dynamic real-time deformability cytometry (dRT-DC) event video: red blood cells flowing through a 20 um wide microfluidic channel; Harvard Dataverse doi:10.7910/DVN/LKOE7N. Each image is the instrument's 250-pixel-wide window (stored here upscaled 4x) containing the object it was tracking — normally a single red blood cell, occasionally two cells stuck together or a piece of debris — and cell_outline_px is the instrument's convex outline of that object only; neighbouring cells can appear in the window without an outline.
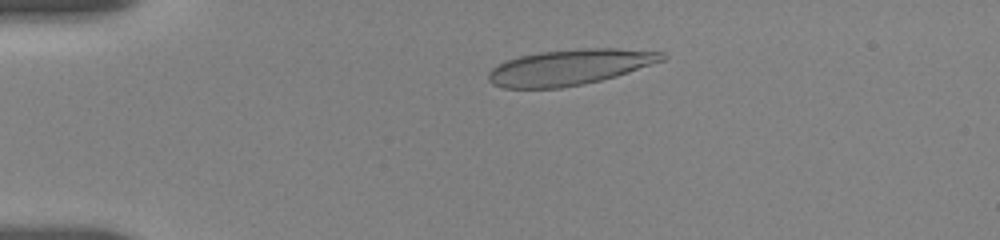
{"species": "human", "species_latin": "Homo sapiens", "temperature_condition": "room temperature", "stored_images_in_passage": 32, "camera_frame_rate_fps": 3000, "um_per_image_px": 0.085, "donor": {"sex": "female"}, "frame": {"image": 1, "passage_image": 5, "time_ms": 3.667, "image_size_px": [1000, 240], "cell_outline_px": [[668, 56], [664, 60], [616, 76], [584, 84], [560, 88], [504, 88], [492, 84], [488, 80], [488, 72], [492, 68], [508, 60], [520, 56], [540, 52], [584, 48], [616, 48], [664, 52]], "centroid_in_image_um": [48.44, 5.71], "position_along_channel_um": 36.6, "area_um2": 35.95}}
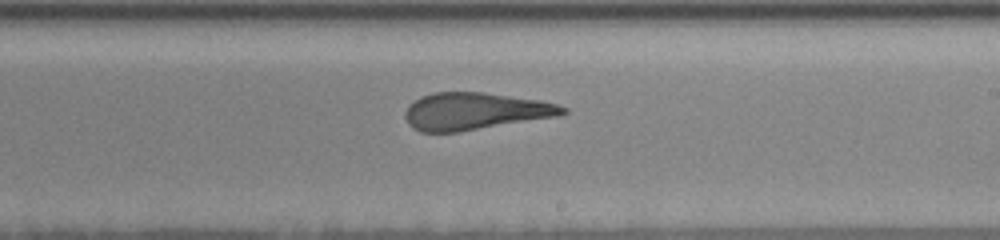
{"frame": {"image": 2, "passage_image": 20, "time_ms": 10.667, "image_size_px": [1000, 240], "cell_outline_px": [[568, 112], [556, 116], [460, 132], [420, 132], [412, 128], [408, 124], [404, 116], [404, 112], [408, 104], [420, 96], [432, 92], [484, 92], [540, 100], [556, 104], [568, 108]], "centroid_in_image_um": [40.31, 9.45], "position_along_channel_um": 248.7, "area_um2": 34.33}}
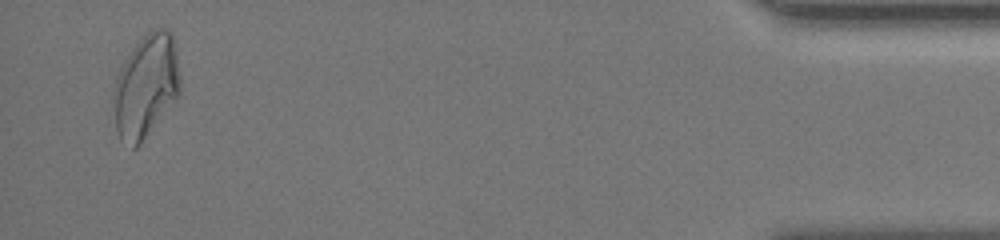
{"frame": {"image": 3, "passage_image": 32, "time_ms": 17.333, "image_size_px": [1000, 240], "cell_outline_px": [[180, 88], [176, 96], [140, 144], [136, 148], [132, 148], [120, 140], [116, 128], [112, 92], [116, 76], [124, 60], [132, 48], [152, 28], [164, 28], [172, 32], [176, 48], [180, 76]], "centroid_in_image_um": [12.38, 7.28], "position_along_channel_um": 422.8, "area_um2": 39.82}, "authors_computed_cell_mechanics": {"area_um2": 35.3447, "velocity_mm_per_s": 3.6714, "shape_relaxation_time_tau1_ms": 10.0594, "shape_relaxation_time_tau2_ms": 1.5803, "deformation_change_tau1": 0.2746, "deformation_change_tau2": 0.103}}